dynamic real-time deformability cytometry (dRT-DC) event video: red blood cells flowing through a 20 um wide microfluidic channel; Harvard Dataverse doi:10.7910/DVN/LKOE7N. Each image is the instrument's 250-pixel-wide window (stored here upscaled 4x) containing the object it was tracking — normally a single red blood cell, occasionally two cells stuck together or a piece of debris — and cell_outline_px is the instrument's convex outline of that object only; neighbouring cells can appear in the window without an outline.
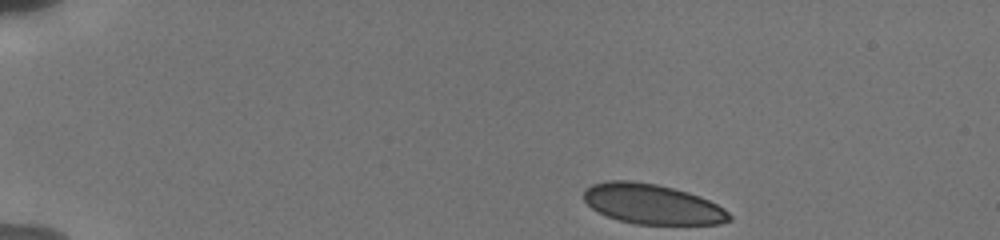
{"species": "human", "species_latin": "Homo sapiens", "temperature_condition": "cold", "stored_images_in_passage": 21, "camera_frame_rate_fps": 3000, "um_per_image_px": 0.085, "donor": {"sex": "male"}, "frame": {"image": 1, "passage_image": 1, "time_ms": 0.0, "image_size_px": [1000, 240], "cell_outline_px": [[732, 220], [720, 224], [636, 224], [620, 220], [608, 216], [592, 208], [584, 200], [584, 192], [592, 184], [608, 180], [632, 180], [656, 184], [688, 192], [700, 196], [724, 208], [732, 216]], "centroid_in_image_um": [55.47, 17.34], "position_along_channel_um": 29.5, "area_um2": 33.81}}
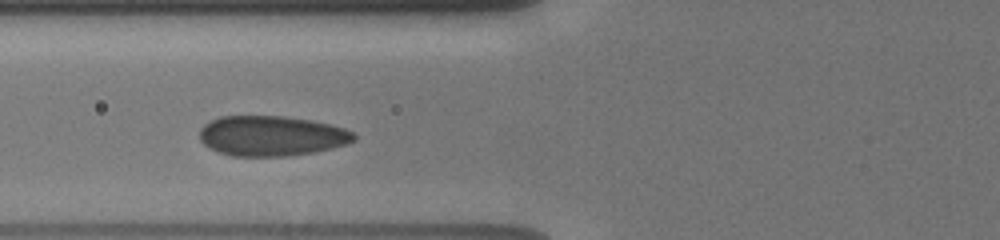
{"frame": {"image": 2, "passage_image": 14, "time_ms": 4.333, "image_size_px": [1000, 240], "cell_outline_px": [[356, 140], [348, 144], [332, 148], [312, 152], [288, 156], [232, 156], [208, 148], [200, 140], [200, 128], [204, 124], [220, 116], [284, 116], [312, 120], [332, 124], [344, 128], [352, 132], [356, 136]], "centroid_in_image_um": [23.09, 11.54], "position_along_channel_um": 102.7, "area_um2": 36.3}}
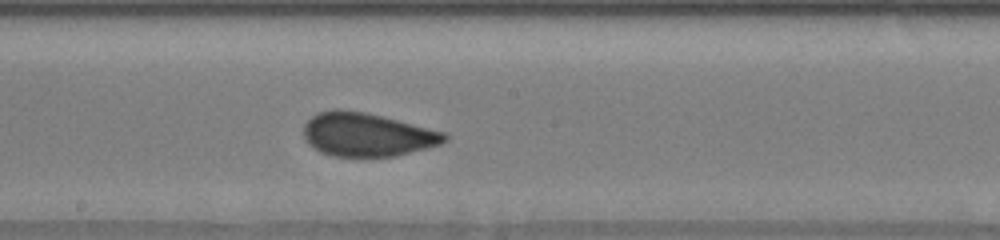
{"frame": {"image": 3, "passage_image": 21, "time_ms": 7.333, "image_size_px": [1000, 240], "cell_outline_px": [[448, 140], [440, 144], [428, 148], [396, 156], [332, 156], [320, 152], [308, 144], [304, 140], [304, 124], [316, 112], [332, 108], [340, 108], [364, 112], [448, 132]], "centroid_in_image_um": [31.2, 11.43], "position_along_channel_um": 217.0, "area_um2": 36.13}}